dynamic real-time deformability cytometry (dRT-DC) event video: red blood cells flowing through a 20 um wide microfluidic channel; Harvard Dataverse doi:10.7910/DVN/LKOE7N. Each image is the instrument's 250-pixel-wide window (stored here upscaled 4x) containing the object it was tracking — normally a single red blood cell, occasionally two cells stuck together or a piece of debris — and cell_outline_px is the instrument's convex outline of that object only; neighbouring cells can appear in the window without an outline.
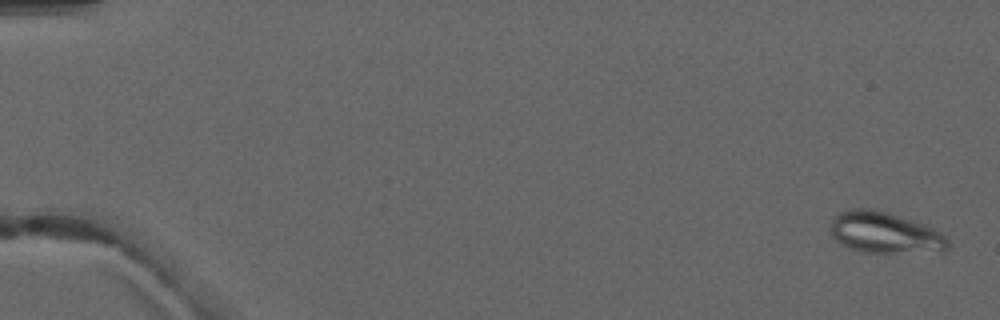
{"species": "common noctule bat (a hibernating species)", "species_latin": "Nyctalus noctula", "temperature_condition": "warm", "stored_images_in_passage": 5, "camera_frame_rate_fps": 3000, "um_per_image_px": 0.085, "animal": {"sex": "male", "forearm_length_mm": 52.5}, "frame": {"image": 1, "passage_image": 1, "time_ms": 0.0, "image_size_px": [1000, 320], "cell_outline_px": [[948, 248], [944, 252], [860, 252], [848, 248], [836, 240], [832, 236], [832, 220], [840, 212], [852, 208], [868, 208], [884, 212], [932, 228], [940, 232], [948, 240]], "centroid_in_image_um": [75.2, 19.81], "position_along_channel_um": 9.8, "area_um2": 27.63}}